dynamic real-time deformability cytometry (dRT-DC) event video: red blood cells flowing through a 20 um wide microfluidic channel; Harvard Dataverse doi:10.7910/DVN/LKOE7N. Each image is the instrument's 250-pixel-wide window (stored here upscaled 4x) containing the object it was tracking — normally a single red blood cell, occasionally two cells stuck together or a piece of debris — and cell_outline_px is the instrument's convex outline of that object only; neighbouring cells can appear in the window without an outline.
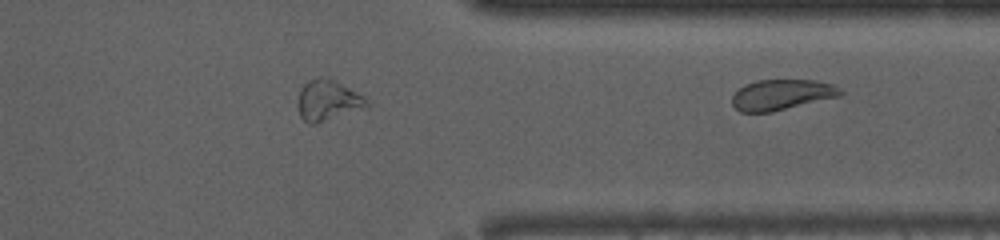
{"species": "common noctule bat (a hibernating species)", "species_latin": "Nyctalus noctula", "temperature_condition": "room temperature", "stored_images_in_passage": 23, "camera_frame_rate_fps": 3000, "um_per_image_px": 0.085, "animal": {"sex": "male", "body_mass_g": 13.0, "forearm_length_mm": 53.1}, "frame": {"image": 1, "passage_image": 23, "time_ms": 7.333, "image_size_px": [1000, 240], "cell_outline_px": [[844, 92], [840, 96], [772, 112], [740, 112], [732, 104], [732, 96], [744, 84], [756, 80], [816, 80], [832, 84], [840, 88]], "centroid_in_image_um": [66.45, 8.05], "position_along_channel_um": 345.0, "area_um2": 19.31}}